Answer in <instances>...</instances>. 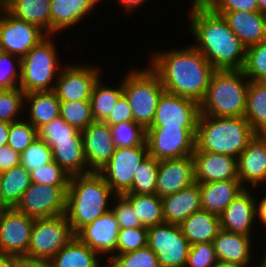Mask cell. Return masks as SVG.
Wrapping results in <instances>:
<instances>
[{
  "label": "cell",
  "instance_id": "e0dca14e",
  "mask_svg": "<svg viewBox=\"0 0 266 267\" xmlns=\"http://www.w3.org/2000/svg\"><path fill=\"white\" fill-rule=\"evenodd\" d=\"M82 132L84 155L91 172L100 171L116 150L112 131L105 122H92Z\"/></svg>",
  "mask_w": 266,
  "mask_h": 267
},
{
  "label": "cell",
  "instance_id": "4dcf8cb0",
  "mask_svg": "<svg viewBox=\"0 0 266 267\" xmlns=\"http://www.w3.org/2000/svg\"><path fill=\"white\" fill-rule=\"evenodd\" d=\"M26 99L31 114L28 122L37 130L60 116V100L53 90L26 93Z\"/></svg>",
  "mask_w": 266,
  "mask_h": 267
},
{
  "label": "cell",
  "instance_id": "f5cc1de1",
  "mask_svg": "<svg viewBox=\"0 0 266 267\" xmlns=\"http://www.w3.org/2000/svg\"><path fill=\"white\" fill-rule=\"evenodd\" d=\"M128 121H133L132 109L127 98L122 94L104 122L109 126H113Z\"/></svg>",
  "mask_w": 266,
  "mask_h": 267
},
{
  "label": "cell",
  "instance_id": "7bdbcfd3",
  "mask_svg": "<svg viewBox=\"0 0 266 267\" xmlns=\"http://www.w3.org/2000/svg\"><path fill=\"white\" fill-rule=\"evenodd\" d=\"M53 161V155L50 146L37 137L30 146L21 153L20 164L29 172L40 166Z\"/></svg>",
  "mask_w": 266,
  "mask_h": 267
},
{
  "label": "cell",
  "instance_id": "ac0fdd59",
  "mask_svg": "<svg viewBox=\"0 0 266 267\" xmlns=\"http://www.w3.org/2000/svg\"><path fill=\"white\" fill-rule=\"evenodd\" d=\"M195 182L193 157L186 156L159 161L156 195L163 198Z\"/></svg>",
  "mask_w": 266,
  "mask_h": 267
},
{
  "label": "cell",
  "instance_id": "03108f58",
  "mask_svg": "<svg viewBox=\"0 0 266 267\" xmlns=\"http://www.w3.org/2000/svg\"><path fill=\"white\" fill-rule=\"evenodd\" d=\"M258 267H266V260L264 259Z\"/></svg>",
  "mask_w": 266,
  "mask_h": 267
},
{
  "label": "cell",
  "instance_id": "f6af8a7d",
  "mask_svg": "<svg viewBox=\"0 0 266 267\" xmlns=\"http://www.w3.org/2000/svg\"><path fill=\"white\" fill-rule=\"evenodd\" d=\"M147 245L146 227L120 228L117 237L116 254L136 251Z\"/></svg>",
  "mask_w": 266,
  "mask_h": 267
},
{
  "label": "cell",
  "instance_id": "bcb514c9",
  "mask_svg": "<svg viewBox=\"0 0 266 267\" xmlns=\"http://www.w3.org/2000/svg\"><path fill=\"white\" fill-rule=\"evenodd\" d=\"M30 179L35 184L69 185L70 177L55 161L30 171Z\"/></svg>",
  "mask_w": 266,
  "mask_h": 267
},
{
  "label": "cell",
  "instance_id": "52a82bcc",
  "mask_svg": "<svg viewBox=\"0 0 266 267\" xmlns=\"http://www.w3.org/2000/svg\"><path fill=\"white\" fill-rule=\"evenodd\" d=\"M49 37L50 35L44 38L21 59L19 87L25 94L52 91L54 89L55 85L52 84V79L60 73L57 72L60 69L57 67L56 45Z\"/></svg>",
  "mask_w": 266,
  "mask_h": 267
},
{
  "label": "cell",
  "instance_id": "e575fe53",
  "mask_svg": "<svg viewBox=\"0 0 266 267\" xmlns=\"http://www.w3.org/2000/svg\"><path fill=\"white\" fill-rule=\"evenodd\" d=\"M30 184V173L21 164L0 173V189L4 201L10 208L16 206Z\"/></svg>",
  "mask_w": 266,
  "mask_h": 267
},
{
  "label": "cell",
  "instance_id": "ee69618b",
  "mask_svg": "<svg viewBox=\"0 0 266 267\" xmlns=\"http://www.w3.org/2000/svg\"><path fill=\"white\" fill-rule=\"evenodd\" d=\"M25 92L16 87L10 90H0V121L11 123L17 119L18 111L23 108Z\"/></svg>",
  "mask_w": 266,
  "mask_h": 267
},
{
  "label": "cell",
  "instance_id": "8992f818",
  "mask_svg": "<svg viewBox=\"0 0 266 267\" xmlns=\"http://www.w3.org/2000/svg\"><path fill=\"white\" fill-rule=\"evenodd\" d=\"M123 94L132 109L133 121L147 130L153 122L158 101L165 91L158 75L150 66L131 70L123 79Z\"/></svg>",
  "mask_w": 266,
  "mask_h": 267
},
{
  "label": "cell",
  "instance_id": "11a10c76",
  "mask_svg": "<svg viewBox=\"0 0 266 267\" xmlns=\"http://www.w3.org/2000/svg\"><path fill=\"white\" fill-rule=\"evenodd\" d=\"M21 261L19 257L0 254V267H20Z\"/></svg>",
  "mask_w": 266,
  "mask_h": 267
},
{
  "label": "cell",
  "instance_id": "89a4df30",
  "mask_svg": "<svg viewBox=\"0 0 266 267\" xmlns=\"http://www.w3.org/2000/svg\"><path fill=\"white\" fill-rule=\"evenodd\" d=\"M9 0H0V2L2 3V4H6L7 2H8Z\"/></svg>",
  "mask_w": 266,
  "mask_h": 267
},
{
  "label": "cell",
  "instance_id": "5b68a950",
  "mask_svg": "<svg viewBox=\"0 0 266 267\" xmlns=\"http://www.w3.org/2000/svg\"><path fill=\"white\" fill-rule=\"evenodd\" d=\"M249 82L242 69L215 70L206 94L199 104L200 114L214 117H244Z\"/></svg>",
  "mask_w": 266,
  "mask_h": 267
},
{
  "label": "cell",
  "instance_id": "83f0119b",
  "mask_svg": "<svg viewBox=\"0 0 266 267\" xmlns=\"http://www.w3.org/2000/svg\"><path fill=\"white\" fill-rule=\"evenodd\" d=\"M100 0H50L51 34L79 23Z\"/></svg>",
  "mask_w": 266,
  "mask_h": 267
},
{
  "label": "cell",
  "instance_id": "ba28073f",
  "mask_svg": "<svg viewBox=\"0 0 266 267\" xmlns=\"http://www.w3.org/2000/svg\"><path fill=\"white\" fill-rule=\"evenodd\" d=\"M74 237L75 233L65 214L49 218H35L30 244L23 259L50 261Z\"/></svg>",
  "mask_w": 266,
  "mask_h": 267
},
{
  "label": "cell",
  "instance_id": "9c48e42d",
  "mask_svg": "<svg viewBox=\"0 0 266 267\" xmlns=\"http://www.w3.org/2000/svg\"><path fill=\"white\" fill-rule=\"evenodd\" d=\"M68 187L31 182L14 209L34 219L65 214Z\"/></svg>",
  "mask_w": 266,
  "mask_h": 267
},
{
  "label": "cell",
  "instance_id": "8d00e7d4",
  "mask_svg": "<svg viewBox=\"0 0 266 267\" xmlns=\"http://www.w3.org/2000/svg\"><path fill=\"white\" fill-rule=\"evenodd\" d=\"M159 161L148 157L138 166L134 175L132 187L126 193L155 194Z\"/></svg>",
  "mask_w": 266,
  "mask_h": 267
},
{
  "label": "cell",
  "instance_id": "f35d334b",
  "mask_svg": "<svg viewBox=\"0 0 266 267\" xmlns=\"http://www.w3.org/2000/svg\"><path fill=\"white\" fill-rule=\"evenodd\" d=\"M242 70L249 81H266V39L246 48Z\"/></svg>",
  "mask_w": 266,
  "mask_h": 267
},
{
  "label": "cell",
  "instance_id": "681fc988",
  "mask_svg": "<svg viewBox=\"0 0 266 267\" xmlns=\"http://www.w3.org/2000/svg\"><path fill=\"white\" fill-rule=\"evenodd\" d=\"M217 262L212 242L191 245L185 267H213Z\"/></svg>",
  "mask_w": 266,
  "mask_h": 267
},
{
  "label": "cell",
  "instance_id": "ab89813d",
  "mask_svg": "<svg viewBox=\"0 0 266 267\" xmlns=\"http://www.w3.org/2000/svg\"><path fill=\"white\" fill-rule=\"evenodd\" d=\"M116 148L141 146L146 141V130L134 121L110 126Z\"/></svg>",
  "mask_w": 266,
  "mask_h": 267
},
{
  "label": "cell",
  "instance_id": "b9f144b4",
  "mask_svg": "<svg viewBox=\"0 0 266 267\" xmlns=\"http://www.w3.org/2000/svg\"><path fill=\"white\" fill-rule=\"evenodd\" d=\"M37 137V129L25 119H20L10 123L7 145L21 154Z\"/></svg>",
  "mask_w": 266,
  "mask_h": 267
},
{
  "label": "cell",
  "instance_id": "d6a6232c",
  "mask_svg": "<svg viewBox=\"0 0 266 267\" xmlns=\"http://www.w3.org/2000/svg\"><path fill=\"white\" fill-rule=\"evenodd\" d=\"M244 117L256 134H266V81H250Z\"/></svg>",
  "mask_w": 266,
  "mask_h": 267
},
{
  "label": "cell",
  "instance_id": "e7e4bbea",
  "mask_svg": "<svg viewBox=\"0 0 266 267\" xmlns=\"http://www.w3.org/2000/svg\"><path fill=\"white\" fill-rule=\"evenodd\" d=\"M212 0H193L191 6H207Z\"/></svg>",
  "mask_w": 266,
  "mask_h": 267
},
{
  "label": "cell",
  "instance_id": "d6986e66",
  "mask_svg": "<svg viewBox=\"0 0 266 267\" xmlns=\"http://www.w3.org/2000/svg\"><path fill=\"white\" fill-rule=\"evenodd\" d=\"M192 157L195 182L239 180L237 158L234 156L208 151H194Z\"/></svg>",
  "mask_w": 266,
  "mask_h": 267
},
{
  "label": "cell",
  "instance_id": "816d5d0a",
  "mask_svg": "<svg viewBox=\"0 0 266 267\" xmlns=\"http://www.w3.org/2000/svg\"><path fill=\"white\" fill-rule=\"evenodd\" d=\"M207 6L212 11H259L256 0H212Z\"/></svg>",
  "mask_w": 266,
  "mask_h": 267
},
{
  "label": "cell",
  "instance_id": "003e7915",
  "mask_svg": "<svg viewBox=\"0 0 266 267\" xmlns=\"http://www.w3.org/2000/svg\"><path fill=\"white\" fill-rule=\"evenodd\" d=\"M2 52H4V51H3V47H2L1 33H0V54H1Z\"/></svg>",
  "mask_w": 266,
  "mask_h": 267
},
{
  "label": "cell",
  "instance_id": "277c9868",
  "mask_svg": "<svg viewBox=\"0 0 266 267\" xmlns=\"http://www.w3.org/2000/svg\"><path fill=\"white\" fill-rule=\"evenodd\" d=\"M256 135L245 117L199 115L194 151L227 154L237 158Z\"/></svg>",
  "mask_w": 266,
  "mask_h": 267
},
{
  "label": "cell",
  "instance_id": "6da1fadb",
  "mask_svg": "<svg viewBox=\"0 0 266 267\" xmlns=\"http://www.w3.org/2000/svg\"><path fill=\"white\" fill-rule=\"evenodd\" d=\"M152 55L150 68L158 75L164 90L200 104L215 71L205 56L194 46Z\"/></svg>",
  "mask_w": 266,
  "mask_h": 267
},
{
  "label": "cell",
  "instance_id": "7c38bea8",
  "mask_svg": "<svg viewBox=\"0 0 266 267\" xmlns=\"http://www.w3.org/2000/svg\"><path fill=\"white\" fill-rule=\"evenodd\" d=\"M148 145L116 148L111 159L98 171L116 195L126 193L131 187L138 166L148 157Z\"/></svg>",
  "mask_w": 266,
  "mask_h": 267
},
{
  "label": "cell",
  "instance_id": "ffe728a7",
  "mask_svg": "<svg viewBox=\"0 0 266 267\" xmlns=\"http://www.w3.org/2000/svg\"><path fill=\"white\" fill-rule=\"evenodd\" d=\"M119 230L118 221L113 211L109 210L83 226L75 236L97 254H106L116 251Z\"/></svg>",
  "mask_w": 266,
  "mask_h": 267
},
{
  "label": "cell",
  "instance_id": "cb8c5ba5",
  "mask_svg": "<svg viewBox=\"0 0 266 267\" xmlns=\"http://www.w3.org/2000/svg\"><path fill=\"white\" fill-rule=\"evenodd\" d=\"M165 223L180 225L186 218L201 210L200 183L193 182L180 191L162 198Z\"/></svg>",
  "mask_w": 266,
  "mask_h": 267
},
{
  "label": "cell",
  "instance_id": "74e56055",
  "mask_svg": "<svg viewBox=\"0 0 266 267\" xmlns=\"http://www.w3.org/2000/svg\"><path fill=\"white\" fill-rule=\"evenodd\" d=\"M60 116L80 131L94 122L90 100L60 102Z\"/></svg>",
  "mask_w": 266,
  "mask_h": 267
},
{
  "label": "cell",
  "instance_id": "f546056e",
  "mask_svg": "<svg viewBox=\"0 0 266 267\" xmlns=\"http://www.w3.org/2000/svg\"><path fill=\"white\" fill-rule=\"evenodd\" d=\"M4 8L14 17L35 24L48 35L51 34L50 0H9Z\"/></svg>",
  "mask_w": 266,
  "mask_h": 267
},
{
  "label": "cell",
  "instance_id": "9a60e30c",
  "mask_svg": "<svg viewBox=\"0 0 266 267\" xmlns=\"http://www.w3.org/2000/svg\"><path fill=\"white\" fill-rule=\"evenodd\" d=\"M34 218L14 208L0 215V254L23 259L30 244Z\"/></svg>",
  "mask_w": 266,
  "mask_h": 267
},
{
  "label": "cell",
  "instance_id": "d4e9b609",
  "mask_svg": "<svg viewBox=\"0 0 266 267\" xmlns=\"http://www.w3.org/2000/svg\"><path fill=\"white\" fill-rule=\"evenodd\" d=\"M55 161L69 176L91 173L87 169L82 132L79 130L71 139L55 140L48 144Z\"/></svg>",
  "mask_w": 266,
  "mask_h": 267
},
{
  "label": "cell",
  "instance_id": "4316f807",
  "mask_svg": "<svg viewBox=\"0 0 266 267\" xmlns=\"http://www.w3.org/2000/svg\"><path fill=\"white\" fill-rule=\"evenodd\" d=\"M244 187L239 180L200 183L201 209L220 216Z\"/></svg>",
  "mask_w": 266,
  "mask_h": 267
},
{
  "label": "cell",
  "instance_id": "f1b7e54d",
  "mask_svg": "<svg viewBox=\"0 0 266 267\" xmlns=\"http://www.w3.org/2000/svg\"><path fill=\"white\" fill-rule=\"evenodd\" d=\"M179 226L190 246L212 242L221 229L219 216L202 209L191 214Z\"/></svg>",
  "mask_w": 266,
  "mask_h": 267
},
{
  "label": "cell",
  "instance_id": "8fae6325",
  "mask_svg": "<svg viewBox=\"0 0 266 267\" xmlns=\"http://www.w3.org/2000/svg\"><path fill=\"white\" fill-rule=\"evenodd\" d=\"M197 128L149 127L146 142L150 157L158 161L191 156Z\"/></svg>",
  "mask_w": 266,
  "mask_h": 267
},
{
  "label": "cell",
  "instance_id": "7a4b0ae2",
  "mask_svg": "<svg viewBox=\"0 0 266 267\" xmlns=\"http://www.w3.org/2000/svg\"><path fill=\"white\" fill-rule=\"evenodd\" d=\"M190 9V30L197 41L193 46L215 70L243 69L246 47L223 16L208 6H191Z\"/></svg>",
  "mask_w": 266,
  "mask_h": 267
},
{
  "label": "cell",
  "instance_id": "a7ac6f4b",
  "mask_svg": "<svg viewBox=\"0 0 266 267\" xmlns=\"http://www.w3.org/2000/svg\"><path fill=\"white\" fill-rule=\"evenodd\" d=\"M3 9H4V4H2V3L0 2V13L2 12Z\"/></svg>",
  "mask_w": 266,
  "mask_h": 267
},
{
  "label": "cell",
  "instance_id": "484cf974",
  "mask_svg": "<svg viewBox=\"0 0 266 267\" xmlns=\"http://www.w3.org/2000/svg\"><path fill=\"white\" fill-rule=\"evenodd\" d=\"M251 236L220 229L212 241L217 260L234 263L244 267L251 262Z\"/></svg>",
  "mask_w": 266,
  "mask_h": 267
},
{
  "label": "cell",
  "instance_id": "6f0895ef",
  "mask_svg": "<svg viewBox=\"0 0 266 267\" xmlns=\"http://www.w3.org/2000/svg\"><path fill=\"white\" fill-rule=\"evenodd\" d=\"M10 123L0 121V147L7 145Z\"/></svg>",
  "mask_w": 266,
  "mask_h": 267
},
{
  "label": "cell",
  "instance_id": "7402d4cb",
  "mask_svg": "<svg viewBox=\"0 0 266 267\" xmlns=\"http://www.w3.org/2000/svg\"><path fill=\"white\" fill-rule=\"evenodd\" d=\"M245 188L225 208L219 216L221 229L251 236L252 223L256 222L255 206L256 200Z\"/></svg>",
  "mask_w": 266,
  "mask_h": 267
},
{
  "label": "cell",
  "instance_id": "9f6ffc18",
  "mask_svg": "<svg viewBox=\"0 0 266 267\" xmlns=\"http://www.w3.org/2000/svg\"><path fill=\"white\" fill-rule=\"evenodd\" d=\"M255 213L256 216H258V218H260L259 220H261L265 226H266V196L265 198H263L261 200V202L258 204H256L255 206Z\"/></svg>",
  "mask_w": 266,
  "mask_h": 267
},
{
  "label": "cell",
  "instance_id": "3957f363",
  "mask_svg": "<svg viewBox=\"0 0 266 267\" xmlns=\"http://www.w3.org/2000/svg\"><path fill=\"white\" fill-rule=\"evenodd\" d=\"M112 193L116 195L98 172L70 177L65 215L75 234L111 210L108 201Z\"/></svg>",
  "mask_w": 266,
  "mask_h": 267
},
{
  "label": "cell",
  "instance_id": "836d02e7",
  "mask_svg": "<svg viewBox=\"0 0 266 267\" xmlns=\"http://www.w3.org/2000/svg\"><path fill=\"white\" fill-rule=\"evenodd\" d=\"M132 205L143 227L164 223L162 198L156 194H122Z\"/></svg>",
  "mask_w": 266,
  "mask_h": 267
},
{
  "label": "cell",
  "instance_id": "7dc6e473",
  "mask_svg": "<svg viewBox=\"0 0 266 267\" xmlns=\"http://www.w3.org/2000/svg\"><path fill=\"white\" fill-rule=\"evenodd\" d=\"M17 62L18 64H16ZM16 66H18V68H16ZM20 80L21 59L9 53L2 52L0 54V90H10L19 87ZM17 84L18 86H16Z\"/></svg>",
  "mask_w": 266,
  "mask_h": 267
},
{
  "label": "cell",
  "instance_id": "91938a15",
  "mask_svg": "<svg viewBox=\"0 0 266 267\" xmlns=\"http://www.w3.org/2000/svg\"><path fill=\"white\" fill-rule=\"evenodd\" d=\"M20 267H53L49 261H31L22 259Z\"/></svg>",
  "mask_w": 266,
  "mask_h": 267
},
{
  "label": "cell",
  "instance_id": "f907efd6",
  "mask_svg": "<svg viewBox=\"0 0 266 267\" xmlns=\"http://www.w3.org/2000/svg\"><path fill=\"white\" fill-rule=\"evenodd\" d=\"M114 198V200H117V203L111 210L120 228L143 227L131 203L123 195H114Z\"/></svg>",
  "mask_w": 266,
  "mask_h": 267
},
{
  "label": "cell",
  "instance_id": "d590c367",
  "mask_svg": "<svg viewBox=\"0 0 266 267\" xmlns=\"http://www.w3.org/2000/svg\"><path fill=\"white\" fill-rule=\"evenodd\" d=\"M101 82L99 77L90 97L92 116L95 122H104L123 94L122 83L118 88H111L103 86Z\"/></svg>",
  "mask_w": 266,
  "mask_h": 267
},
{
  "label": "cell",
  "instance_id": "603a6c76",
  "mask_svg": "<svg viewBox=\"0 0 266 267\" xmlns=\"http://www.w3.org/2000/svg\"><path fill=\"white\" fill-rule=\"evenodd\" d=\"M222 15L230 29L247 48L266 39V16L259 11H213Z\"/></svg>",
  "mask_w": 266,
  "mask_h": 267
},
{
  "label": "cell",
  "instance_id": "44dd1931",
  "mask_svg": "<svg viewBox=\"0 0 266 267\" xmlns=\"http://www.w3.org/2000/svg\"><path fill=\"white\" fill-rule=\"evenodd\" d=\"M238 178L242 185L256 187L266 182V134H256L237 157Z\"/></svg>",
  "mask_w": 266,
  "mask_h": 267
},
{
  "label": "cell",
  "instance_id": "6125c7cd",
  "mask_svg": "<svg viewBox=\"0 0 266 267\" xmlns=\"http://www.w3.org/2000/svg\"><path fill=\"white\" fill-rule=\"evenodd\" d=\"M10 207L6 204V202L4 201L3 199V196H2V192H1V189H0V215L9 210Z\"/></svg>",
  "mask_w": 266,
  "mask_h": 267
},
{
  "label": "cell",
  "instance_id": "db71d44e",
  "mask_svg": "<svg viewBox=\"0 0 266 267\" xmlns=\"http://www.w3.org/2000/svg\"><path fill=\"white\" fill-rule=\"evenodd\" d=\"M21 154L9 145L0 147V173L20 165Z\"/></svg>",
  "mask_w": 266,
  "mask_h": 267
},
{
  "label": "cell",
  "instance_id": "94428289",
  "mask_svg": "<svg viewBox=\"0 0 266 267\" xmlns=\"http://www.w3.org/2000/svg\"><path fill=\"white\" fill-rule=\"evenodd\" d=\"M213 267H244V266H240V265L222 261V260H217L216 264Z\"/></svg>",
  "mask_w": 266,
  "mask_h": 267
},
{
  "label": "cell",
  "instance_id": "2e32d148",
  "mask_svg": "<svg viewBox=\"0 0 266 267\" xmlns=\"http://www.w3.org/2000/svg\"><path fill=\"white\" fill-rule=\"evenodd\" d=\"M96 68L82 65L64 66L54 80L53 91L60 102L90 100L93 87L100 77Z\"/></svg>",
  "mask_w": 266,
  "mask_h": 267
},
{
  "label": "cell",
  "instance_id": "c3c4849f",
  "mask_svg": "<svg viewBox=\"0 0 266 267\" xmlns=\"http://www.w3.org/2000/svg\"><path fill=\"white\" fill-rule=\"evenodd\" d=\"M79 130L66 123L61 116L40 127L38 137L47 144H55V140L71 139Z\"/></svg>",
  "mask_w": 266,
  "mask_h": 267
},
{
  "label": "cell",
  "instance_id": "680465c9",
  "mask_svg": "<svg viewBox=\"0 0 266 267\" xmlns=\"http://www.w3.org/2000/svg\"><path fill=\"white\" fill-rule=\"evenodd\" d=\"M146 0H118V3H121L124 6L127 13L134 11V8H137L139 5H142Z\"/></svg>",
  "mask_w": 266,
  "mask_h": 267
},
{
  "label": "cell",
  "instance_id": "be15d7a7",
  "mask_svg": "<svg viewBox=\"0 0 266 267\" xmlns=\"http://www.w3.org/2000/svg\"><path fill=\"white\" fill-rule=\"evenodd\" d=\"M256 2L259 7V12L266 15V0H256Z\"/></svg>",
  "mask_w": 266,
  "mask_h": 267
},
{
  "label": "cell",
  "instance_id": "1f68e13d",
  "mask_svg": "<svg viewBox=\"0 0 266 267\" xmlns=\"http://www.w3.org/2000/svg\"><path fill=\"white\" fill-rule=\"evenodd\" d=\"M97 253L76 236L49 262L53 267H99Z\"/></svg>",
  "mask_w": 266,
  "mask_h": 267
},
{
  "label": "cell",
  "instance_id": "5bb4252c",
  "mask_svg": "<svg viewBox=\"0 0 266 267\" xmlns=\"http://www.w3.org/2000/svg\"><path fill=\"white\" fill-rule=\"evenodd\" d=\"M199 115L197 101L164 91L150 127L197 128Z\"/></svg>",
  "mask_w": 266,
  "mask_h": 267
},
{
  "label": "cell",
  "instance_id": "30bf717a",
  "mask_svg": "<svg viewBox=\"0 0 266 267\" xmlns=\"http://www.w3.org/2000/svg\"><path fill=\"white\" fill-rule=\"evenodd\" d=\"M147 241L160 267H185L190 244L179 225L161 223L147 228Z\"/></svg>",
  "mask_w": 266,
  "mask_h": 267
},
{
  "label": "cell",
  "instance_id": "4fadbf2b",
  "mask_svg": "<svg viewBox=\"0 0 266 267\" xmlns=\"http://www.w3.org/2000/svg\"><path fill=\"white\" fill-rule=\"evenodd\" d=\"M2 12L0 14V33L4 52L22 59L34 46L48 36L37 25L14 17L5 8Z\"/></svg>",
  "mask_w": 266,
  "mask_h": 267
},
{
  "label": "cell",
  "instance_id": "60d3db41",
  "mask_svg": "<svg viewBox=\"0 0 266 267\" xmlns=\"http://www.w3.org/2000/svg\"><path fill=\"white\" fill-rule=\"evenodd\" d=\"M107 267H160L156 254L147 245L124 254H111Z\"/></svg>",
  "mask_w": 266,
  "mask_h": 267
}]
</instances>
